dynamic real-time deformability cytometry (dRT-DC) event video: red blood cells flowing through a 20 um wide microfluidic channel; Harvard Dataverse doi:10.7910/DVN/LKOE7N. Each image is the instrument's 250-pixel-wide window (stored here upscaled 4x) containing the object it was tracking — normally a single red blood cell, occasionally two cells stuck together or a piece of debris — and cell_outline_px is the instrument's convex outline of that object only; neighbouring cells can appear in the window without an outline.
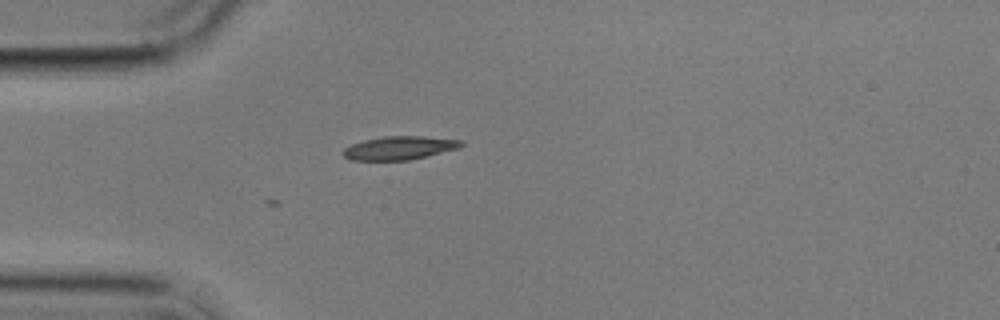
{"species": "common noctule bat (a hibernating species)", "species_latin": "Nyctalus noctula", "temperature_condition": "cold", "stored_images_in_passage": 1, "camera_frame_rate_fps": 3000, "um_per_image_px": 0.085, "animal": {"sex": "male", "body_mass_g": 17.9}, "frame": {"image": 1, "passage_image": 1, "time_ms": 0.0, "image_size_px": [1000, 320], "cell_outline_px": [[464, 144], [460, 148], [408, 160], [348, 160], [340, 152], [344, 148], [352, 144], [364, 140], [384, 136], [420, 136], [464, 140]], "centroid_in_image_um": [33.94, 12.57], "position_along_channel_um": 51.1, "area_um2": 16.18}}